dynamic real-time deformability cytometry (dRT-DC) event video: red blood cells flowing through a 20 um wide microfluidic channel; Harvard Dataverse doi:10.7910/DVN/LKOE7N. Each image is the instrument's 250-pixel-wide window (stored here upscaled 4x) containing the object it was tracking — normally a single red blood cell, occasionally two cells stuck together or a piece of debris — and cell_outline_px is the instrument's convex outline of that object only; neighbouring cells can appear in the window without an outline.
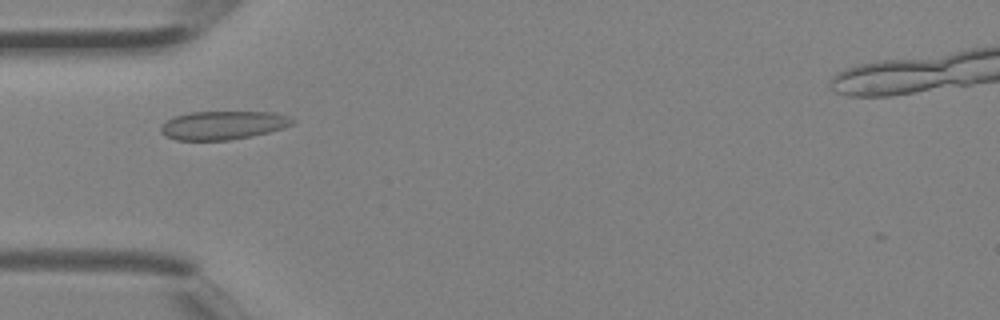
{"species": "Egyptian fruit bat (a non-hibernating species)", "species_latin": "Rousettus aegyptiacus", "temperature_condition": "room temperature", "stored_images_in_passage": 5, "camera_frame_rate_fps": 3000, "um_per_image_px": 0.085, "animal": {"sex": "female"}, "frame": {"image": 1, "passage_image": 5, "time_ms": 1.333, "image_size_px": [1000, 320], "cell_outline_px": [[296, 120], [292, 124], [284, 128], [252, 136], [228, 140], [176, 140], [164, 136], [160, 132], [160, 128], [172, 116], [188, 112], [276, 112], [288, 116]], "centroid_in_image_um": [18.95, 10.64], "position_along_channel_um": 66.0, "area_um2": 22.02}}